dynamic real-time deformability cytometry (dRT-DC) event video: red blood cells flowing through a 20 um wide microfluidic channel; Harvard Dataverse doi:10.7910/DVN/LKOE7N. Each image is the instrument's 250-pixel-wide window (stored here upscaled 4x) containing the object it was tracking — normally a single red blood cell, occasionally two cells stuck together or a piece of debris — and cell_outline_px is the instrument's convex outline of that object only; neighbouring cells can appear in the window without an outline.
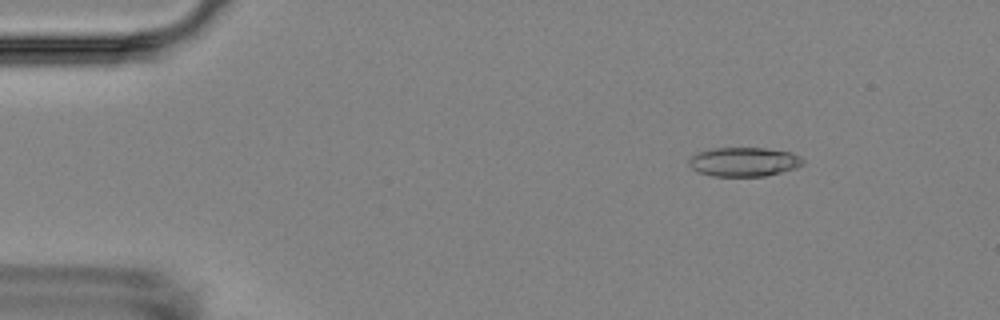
{"species": "Egyptian fruit bat (a non-hibernating species)", "species_latin": "Rousettus aegyptiacus", "temperature_condition": "room temperature", "stored_images_in_passage": 8, "camera_frame_rate_fps": 3000, "um_per_image_px": 0.085, "animal": {"sex": "female"}, "frame": {"image": 1, "passage_image": 1, "time_ms": 0.0, "image_size_px": [1000, 320], "cell_outline_px": [[804, 164], [796, 168], [764, 176], [712, 176], [700, 172], [692, 168], [688, 164], [688, 160], [692, 156], [700, 152], [716, 148], [764, 148], [792, 152], [800, 156], [804, 160]], "centroid_in_image_um": [63.27, 13.75], "position_along_channel_um": 21.7, "area_um2": 19.25}}
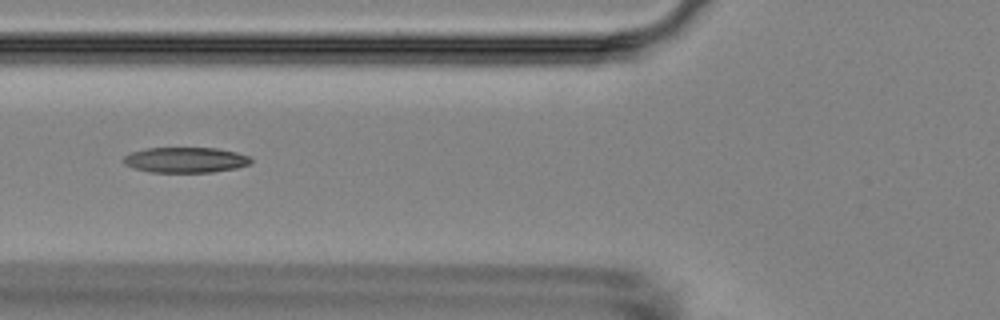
{"frame": {"image": 2, "passage_image": 5, "time_ms": 4.667, "image_size_px": [1000, 320], "cell_outline_px": [[252, 160], [248, 164], [236, 168], [212, 172], [152, 172], [136, 168], [124, 164], [124, 156], [132, 152], [148, 148], [216, 148], [236, 152], [248, 156]], "centroid_in_image_um": [15.78, 13.59], "position_along_channel_um": 110.0, "area_um2": 18.61}}
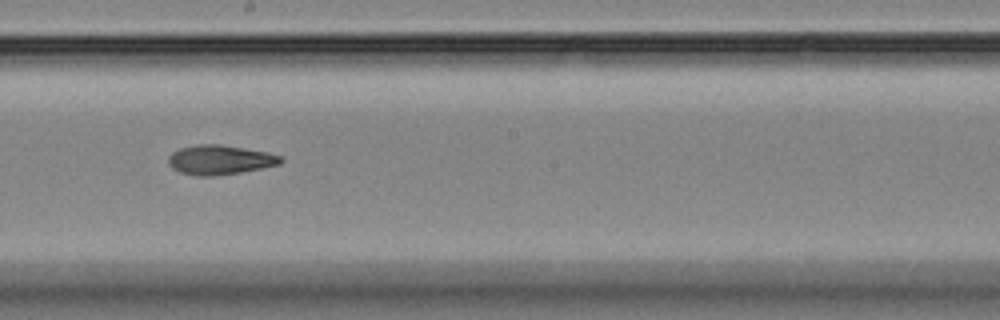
{"frame": {"image": 3, "passage_image": 8, "time_ms": 8.0, "image_size_px": [1000, 320], "cell_outline_px": [[284, 160], [280, 164], [240, 172], [212, 176], [196, 176], [180, 172], [172, 168], [168, 164], [168, 156], [172, 152], [180, 148], [196, 144], [220, 144], [268, 152], [284, 156]], "centroid_in_image_um": [18.69, 13.58], "position_along_channel_um": 229.5, "area_um2": 19.42}}